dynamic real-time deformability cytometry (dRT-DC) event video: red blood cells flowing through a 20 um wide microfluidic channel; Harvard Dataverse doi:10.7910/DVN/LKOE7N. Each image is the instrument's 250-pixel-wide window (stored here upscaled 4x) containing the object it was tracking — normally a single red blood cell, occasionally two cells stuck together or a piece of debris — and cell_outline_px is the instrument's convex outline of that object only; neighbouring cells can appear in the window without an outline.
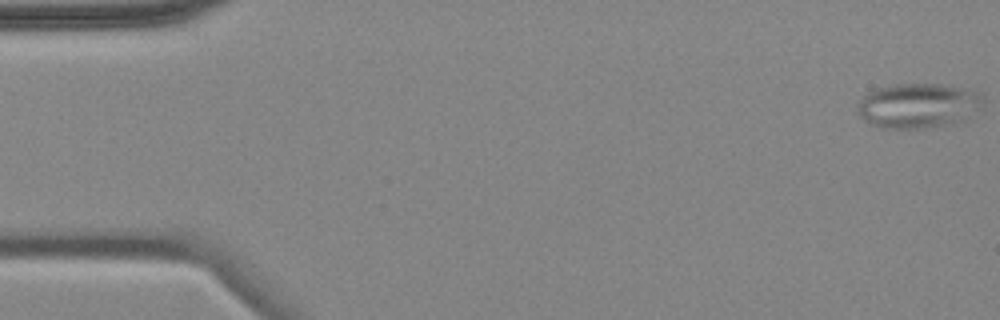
{"species": "common noctule bat (a hibernating species)", "species_latin": "Nyctalus noctula", "temperature_condition": "cold", "stored_images_in_passage": 5, "camera_frame_rate_fps": 3000, "um_per_image_px": 0.085, "animal": {"sex": "female", "body_mass_g": 18.4}, "frame": {"image": 1, "passage_image": 1, "time_ms": 0.0, "image_size_px": [1000, 320], "cell_outline_px": [[984, 108], [964, 120], [956, 124], [924, 128], [880, 128], [864, 120], [856, 112], [856, 104], [868, 92], [880, 88], [896, 84], [940, 84], [980, 92], [984, 96]], "centroid_in_image_um": [78.1, 8.99], "position_along_channel_um": 6.9, "area_um2": 33.29}}